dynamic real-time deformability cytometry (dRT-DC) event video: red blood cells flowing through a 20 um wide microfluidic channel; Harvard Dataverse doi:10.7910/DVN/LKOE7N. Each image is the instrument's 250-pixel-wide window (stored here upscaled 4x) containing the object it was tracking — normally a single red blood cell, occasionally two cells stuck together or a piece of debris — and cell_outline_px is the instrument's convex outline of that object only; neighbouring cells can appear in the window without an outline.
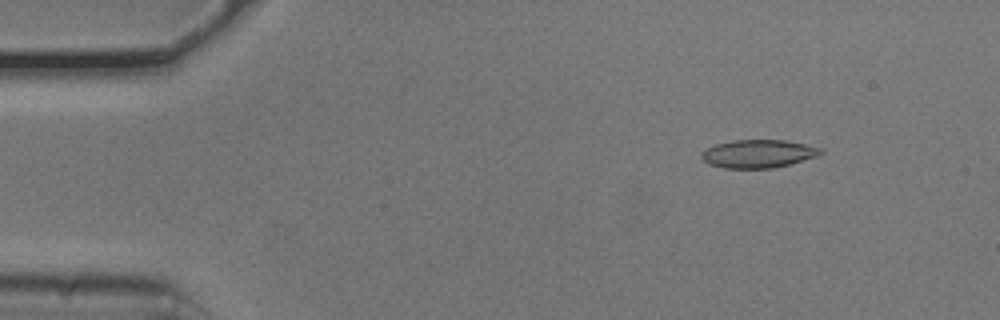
{"species": "common noctule bat (a hibernating species)", "species_latin": "Nyctalus noctula", "temperature_condition": "cold", "stored_images_in_passage": 52, "camera_frame_rate_fps": 3000, "um_per_image_px": 0.085, "animal": {"sex": "male", "body_mass_g": 20.5, "forearm_length_mm": 52.5}, "frame": {"image": 1, "passage_image": 6, "time_ms": 1.667, "image_size_px": [1000, 320], "cell_outline_px": [[824, 152], [816, 156], [788, 164], [772, 168], [724, 168], [708, 164], [700, 156], [700, 152], [716, 144], [732, 140], [784, 140], [804, 144], [820, 148]], "centroid_in_image_um": [64.4, 13.06], "position_along_channel_um": 20.6, "area_um2": 19.31}}
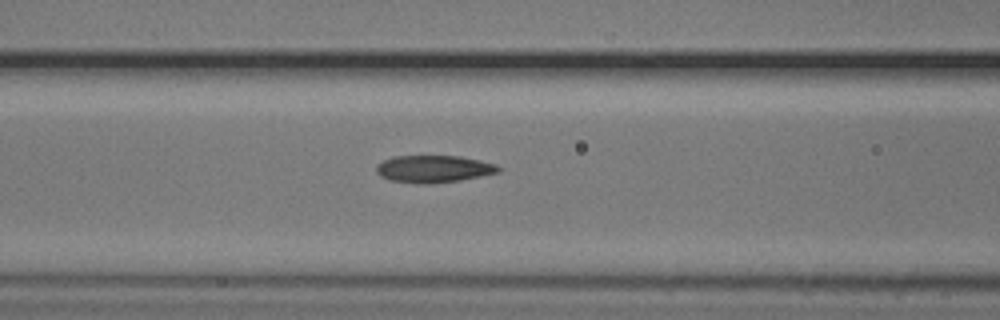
{"frame": {"image": 2, "passage_image": 21, "time_ms": 6.667, "image_size_px": [1000, 320], "cell_outline_px": [[500, 172], [460, 180], [432, 184], [416, 184], [388, 180], [380, 176], [376, 172], [376, 164], [392, 156], [460, 156], [480, 160], [496, 164], [500, 168]], "centroid_in_image_um": [36.82, 14.36], "position_along_channel_um": 129.8, "area_um2": 19.59}}
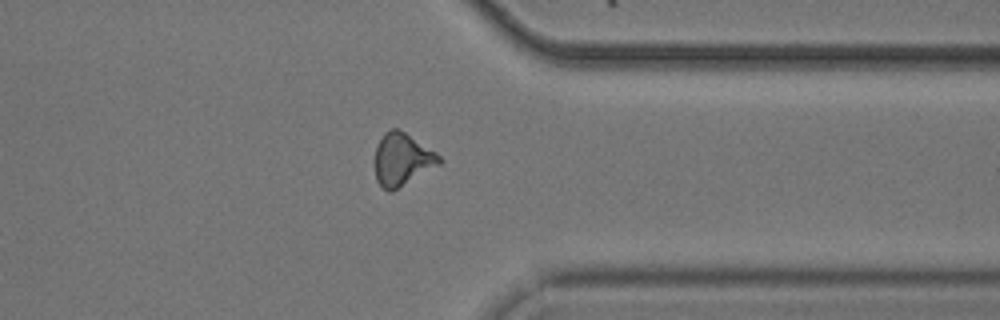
{"frame": {"image": 3, "passage_image": 41, "time_ms": 13.333, "image_size_px": [1000, 320], "cell_outline_px": [[444, 160], [440, 164], [392, 192], [388, 192], [376, 180], [376, 148], [384, 132], [392, 128], [396, 128], [404, 132], [436, 152]], "centroid_in_image_um": [34.2, 13.56], "position_along_channel_um": 377.2, "area_um2": 19.42}, "authors_computed_cell_mechanics": {"area_um2": 19.1318, "velocity_mm_per_s": 3.7839, "shape_relaxation_time_tau1_ms": null, "shape_relaxation_time_tau2_ms": 3.3801, "deformation_change_tau1": null, "deformation_change_tau2": 0.1162}}